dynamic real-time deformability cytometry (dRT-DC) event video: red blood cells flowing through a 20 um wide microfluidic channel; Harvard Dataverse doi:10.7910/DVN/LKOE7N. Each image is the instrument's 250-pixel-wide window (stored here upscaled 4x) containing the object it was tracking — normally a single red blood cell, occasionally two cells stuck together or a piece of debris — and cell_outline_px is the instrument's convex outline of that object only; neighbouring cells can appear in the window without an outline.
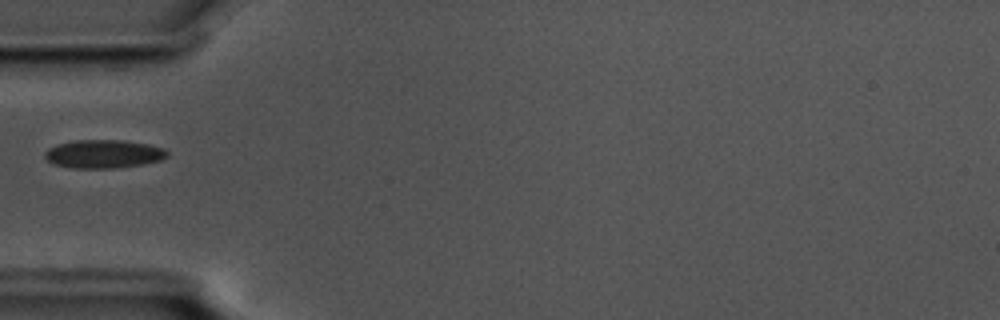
{"species": "common noctule bat (a hibernating species)", "species_latin": "Nyctalus noctula", "temperature_condition": "cold", "stored_images_in_passage": 3, "camera_frame_rate_fps": 3000, "um_per_image_px": 0.085, "animal": {"sex": "male", "body_mass_g": 17.5, "forearm_length_mm": 52.3}, "frame": {"image": 1, "passage_image": 1, "time_ms": 0.0, "image_size_px": [1000, 320], "cell_outline_px": [[168, 156], [160, 160], [140, 164], [116, 168], [72, 168], [52, 164], [44, 156], [44, 152], [48, 148], [56, 144], [76, 140], [124, 140], [148, 144], [164, 148], [168, 152]], "centroid_in_image_um": [8.77, 13.08], "position_along_channel_um": 76.2, "area_um2": 20.29}}